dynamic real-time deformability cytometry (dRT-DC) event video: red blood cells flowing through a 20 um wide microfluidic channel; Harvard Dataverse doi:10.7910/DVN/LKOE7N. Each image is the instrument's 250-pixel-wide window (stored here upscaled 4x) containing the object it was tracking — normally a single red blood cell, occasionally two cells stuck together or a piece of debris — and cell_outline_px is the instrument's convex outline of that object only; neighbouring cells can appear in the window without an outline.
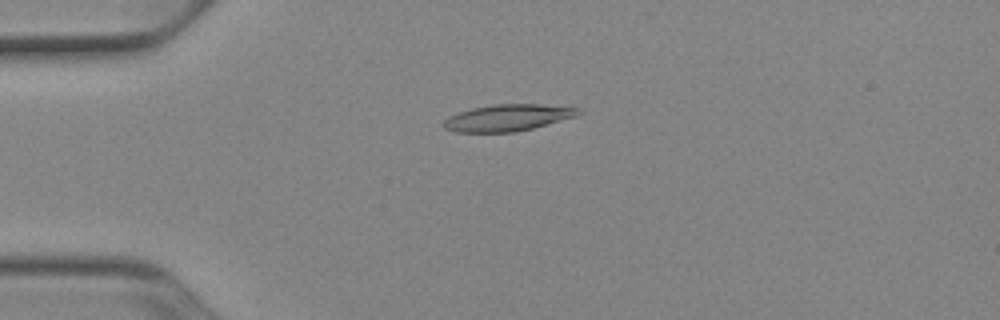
{"species": "Egyptian fruit bat (a non-hibernating species)", "species_latin": "Rousettus aegyptiacus", "temperature_condition": "cold", "stored_images_in_passage": 52, "camera_frame_rate_fps": 3000, "um_per_image_px": 0.085, "animal": {"sex": "female"}, "frame": {"image": 1, "passage_image": 13, "time_ms": 4.0, "image_size_px": [1000, 320], "cell_outline_px": [[580, 116], [516, 132], [456, 132], [444, 128], [444, 120], [448, 116], [472, 108], [492, 104], [540, 104], [580, 108]], "centroid_in_image_um": [43.19, 10.0], "position_along_channel_um": 41.8, "area_um2": 20.98}}
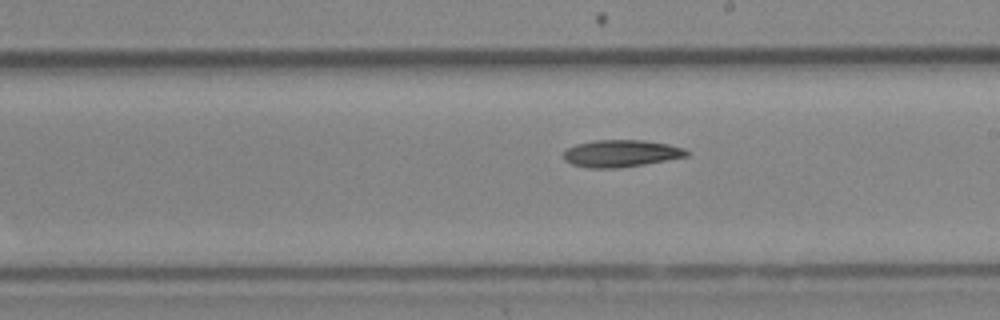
{"frame": {"image": 2, "passage_image": 30, "time_ms": 9.667, "image_size_px": [1000, 320], "cell_outline_px": [[692, 152], [688, 156], [644, 164], [620, 168], [588, 168], [572, 164], [564, 160], [564, 152], [568, 148], [576, 144], [592, 140], [644, 140], [668, 144], [684, 148]], "centroid_in_image_um": [52.8, 13.04], "position_along_channel_um": 236.2, "area_um2": 19.54}}
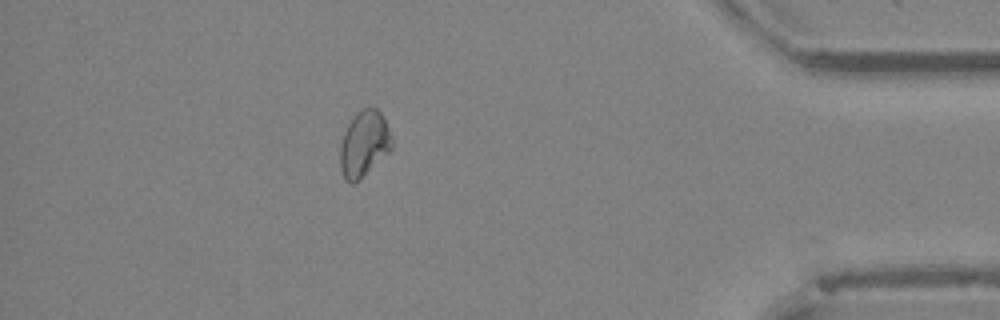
{"frame": {"image": 3, "passage_image": 46, "time_ms": 15.0, "image_size_px": [1000, 320], "cell_outline_px": [[392, 148], [360, 180], [352, 184], [344, 180], [340, 168], [340, 144], [344, 132], [348, 124], [356, 112], [364, 108], [376, 108], [380, 112], [388, 128], [392, 140]], "centroid_in_image_um": [30.91, 12.25], "position_along_channel_um": 404.3, "area_um2": 19.77}}